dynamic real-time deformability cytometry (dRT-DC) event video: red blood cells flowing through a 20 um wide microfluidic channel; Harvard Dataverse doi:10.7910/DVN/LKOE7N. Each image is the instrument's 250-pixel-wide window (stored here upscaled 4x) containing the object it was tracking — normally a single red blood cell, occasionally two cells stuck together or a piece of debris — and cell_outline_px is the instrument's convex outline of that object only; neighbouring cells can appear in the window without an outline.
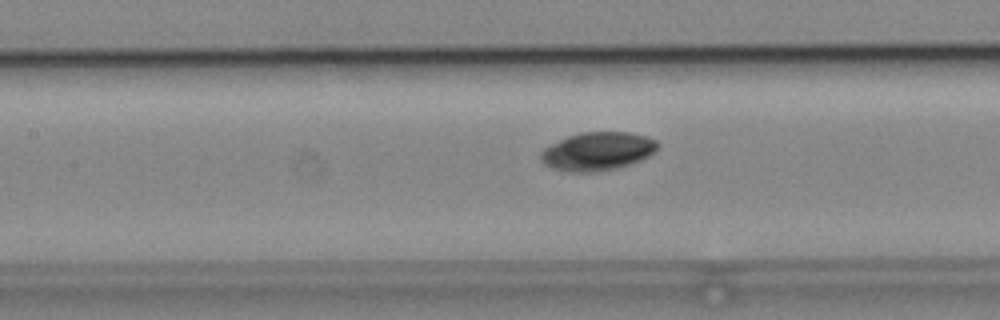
{"species": "common noctule bat (a hibernating species)", "species_latin": "Nyctalus noctula", "temperature_condition": "cold", "stored_images_in_passage": 39, "camera_frame_rate_fps": 3000, "um_per_image_px": 0.085, "animal": {"sex": "male", "body_mass_g": 19.2, "forearm_length_mm": 51.8}, "frame": {"image": 1, "passage_image": 17, "time_ms": 5.333, "image_size_px": [1000, 320], "cell_outline_px": [[660, 144], [656, 152], [632, 164], [616, 168], [596, 172], [572, 172], [552, 168], [544, 164], [540, 160], [540, 152], [544, 148], [568, 136], [580, 132], [628, 132], [644, 136], [656, 140]], "centroid_in_image_um": [50.8, 12.86], "position_along_channel_um": 156.6, "area_um2": 26.18}}
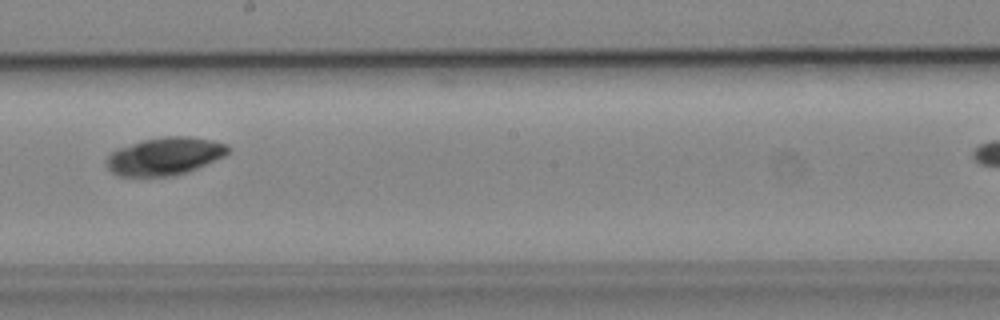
{"frame": {"image": 2, "passage_image": 23, "time_ms": 7.333, "image_size_px": [1000, 320], "cell_outline_px": [[232, 148], [224, 156], [188, 172], [172, 176], [140, 180], [116, 176], [108, 168], [108, 156], [112, 152], [120, 148], [144, 140], [164, 136], [184, 136], [212, 140], [228, 144]], "centroid_in_image_um": [13.99, 13.33], "position_along_channel_um": 234.2, "area_um2": 27.28}}
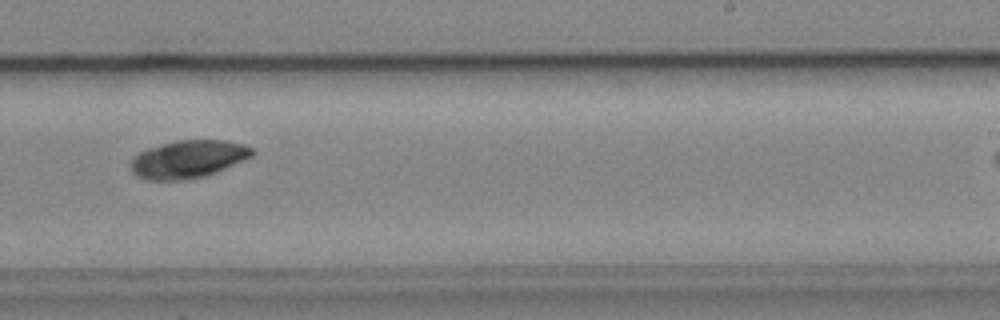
{"frame": {"image": 3, "passage_image": 26, "time_ms": 8.333, "image_size_px": [1000, 320], "cell_outline_px": [[256, 152], [252, 156], [244, 160], [216, 172], [204, 176], [180, 180], [144, 180], [136, 176], [132, 172], [132, 160], [140, 152], [148, 148], [176, 140], [228, 140], [244, 144], [252, 148]], "centroid_in_image_um": [16.02, 13.52], "position_along_channel_um": 273.0, "area_um2": 26.65}}